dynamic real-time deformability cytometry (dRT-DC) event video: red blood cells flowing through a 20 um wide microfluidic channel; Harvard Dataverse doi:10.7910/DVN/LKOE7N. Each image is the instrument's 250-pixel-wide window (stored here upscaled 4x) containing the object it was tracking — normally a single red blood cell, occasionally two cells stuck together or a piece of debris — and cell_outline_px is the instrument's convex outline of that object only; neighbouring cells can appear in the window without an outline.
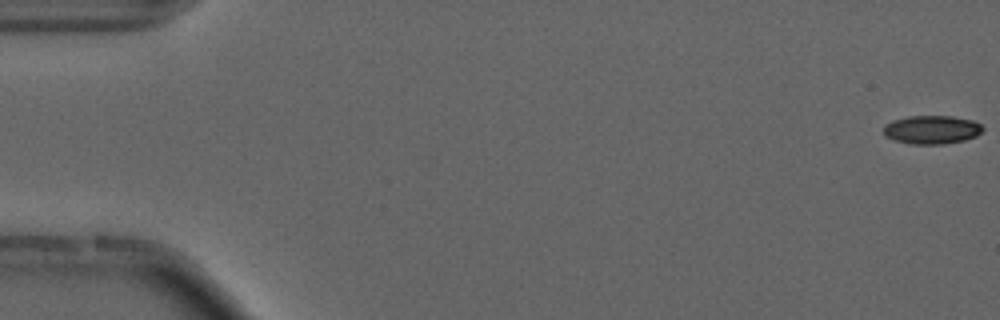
{"species": "common noctule bat (a hibernating species)", "species_latin": "Nyctalus noctula", "temperature_condition": "cold", "stored_images_in_passage": 15, "camera_frame_rate_fps": 3000, "um_per_image_px": 0.085, "animal": {"sex": "male", "forearm_length_mm": 52.5}, "frame": {"image": 1, "passage_image": 1, "time_ms": 0.0, "image_size_px": [1000, 320], "cell_outline_px": [[984, 128], [976, 136], [964, 140], [944, 144], [912, 144], [896, 140], [884, 136], [884, 124], [892, 120], [908, 116], [952, 116], [972, 120], [980, 124]], "centroid_in_image_um": [79.18, 11.02], "position_along_channel_um": 5.8, "area_um2": 16.47}}
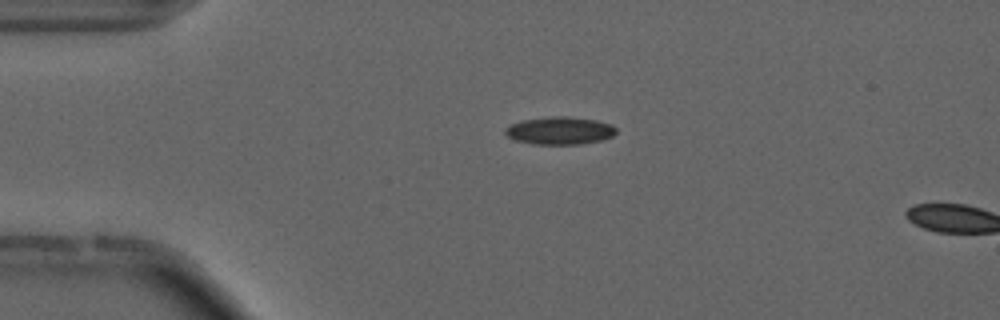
{"frame": {"image": 2, "passage_image": 13, "time_ms": 4.0, "image_size_px": [1000, 320], "cell_outline_px": [[616, 132], [612, 136], [600, 140], [580, 144], [532, 144], [516, 140], [508, 136], [504, 132], [504, 128], [512, 124], [524, 120], [552, 116], [568, 116], [596, 120], [612, 124], [616, 128]], "centroid_in_image_um": [47.59, 11.1], "position_along_channel_um": 37.4, "area_um2": 17.8}}